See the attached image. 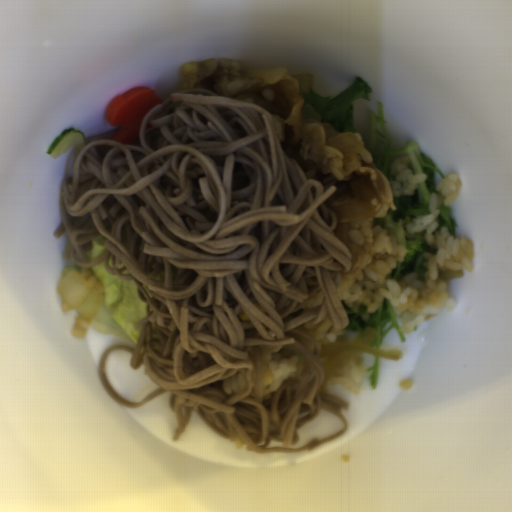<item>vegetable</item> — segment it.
<instances>
[{
    "label": "vegetable",
    "mask_w": 512,
    "mask_h": 512,
    "mask_svg": "<svg viewBox=\"0 0 512 512\" xmlns=\"http://www.w3.org/2000/svg\"><path fill=\"white\" fill-rule=\"evenodd\" d=\"M370 142L366 149L374 164L385 176L393 180L391 168L397 159L409 156V169L415 174L425 173L426 180L419 183L412 195L391 197L396 209L387 207L384 216L375 217V223L390 228L396 235L397 241L408 251L403 261H398L390 271V278L398 283L408 274L421 270L425 253L436 252L431 247L425 234L410 233L406 226L415 218L429 214V201L438 184L445 178L433 159L421 151L415 140L407 141L403 149H393L392 139L388 132L382 103H377V112L368 109Z\"/></svg>",
    "instance_id": "1"
},
{
    "label": "vegetable",
    "mask_w": 512,
    "mask_h": 512,
    "mask_svg": "<svg viewBox=\"0 0 512 512\" xmlns=\"http://www.w3.org/2000/svg\"><path fill=\"white\" fill-rule=\"evenodd\" d=\"M88 268L103 285L102 304L89 325L97 333L129 339L135 345L143 328L135 325L148 315L136 284L109 274L103 263Z\"/></svg>",
    "instance_id": "2"
},
{
    "label": "vegetable",
    "mask_w": 512,
    "mask_h": 512,
    "mask_svg": "<svg viewBox=\"0 0 512 512\" xmlns=\"http://www.w3.org/2000/svg\"><path fill=\"white\" fill-rule=\"evenodd\" d=\"M342 308L348 318V325L344 327V330L349 341L365 332L367 327H374L377 328L378 333L370 344L372 347L381 350L383 339L391 329L397 331L402 342H406L405 334L399 332L402 318L395 316L392 305L387 298H384L376 311L371 313H368L365 305L362 304H359L356 313H352L346 306H342Z\"/></svg>",
    "instance_id": "4"
},
{
    "label": "vegetable",
    "mask_w": 512,
    "mask_h": 512,
    "mask_svg": "<svg viewBox=\"0 0 512 512\" xmlns=\"http://www.w3.org/2000/svg\"><path fill=\"white\" fill-rule=\"evenodd\" d=\"M373 93L362 76L355 77L342 93L336 96H320L311 89L302 95L305 103L314 109L321 120L340 133L356 134L353 105L357 99H367Z\"/></svg>",
    "instance_id": "3"
},
{
    "label": "vegetable",
    "mask_w": 512,
    "mask_h": 512,
    "mask_svg": "<svg viewBox=\"0 0 512 512\" xmlns=\"http://www.w3.org/2000/svg\"><path fill=\"white\" fill-rule=\"evenodd\" d=\"M373 357H374L373 366L372 367H368L366 369V372L367 371H372V373L369 376L370 385H371L372 390L376 389V386H377L379 362H380V357H376L374 355H373Z\"/></svg>",
    "instance_id": "6"
},
{
    "label": "vegetable",
    "mask_w": 512,
    "mask_h": 512,
    "mask_svg": "<svg viewBox=\"0 0 512 512\" xmlns=\"http://www.w3.org/2000/svg\"><path fill=\"white\" fill-rule=\"evenodd\" d=\"M439 212L437 215L438 228H447L452 236L455 237L457 223L455 218L452 217L451 206L438 207Z\"/></svg>",
    "instance_id": "5"
}]
</instances>
